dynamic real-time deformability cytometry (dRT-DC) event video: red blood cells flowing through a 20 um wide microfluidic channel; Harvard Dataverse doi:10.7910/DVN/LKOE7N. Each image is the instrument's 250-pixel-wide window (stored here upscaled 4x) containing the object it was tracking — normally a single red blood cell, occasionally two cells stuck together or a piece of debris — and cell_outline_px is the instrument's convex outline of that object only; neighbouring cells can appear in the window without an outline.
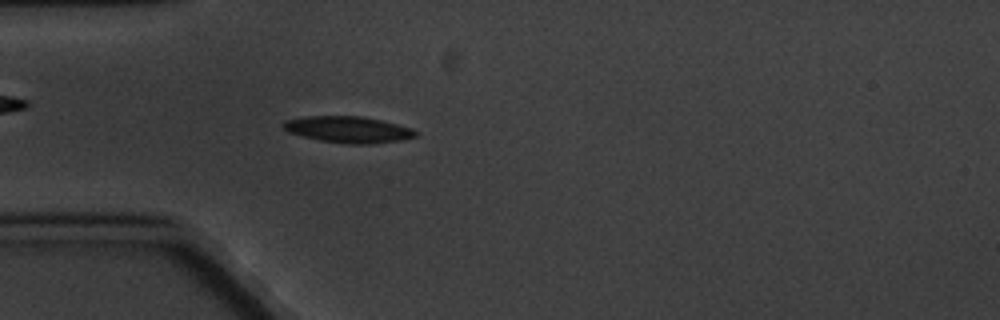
{"species": "common noctule bat (a hibernating species)", "species_latin": "Nyctalus noctula", "temperature_condition": "cold", "stored_images_in_passage": 5, "camera_frame_rate_fps": 3000, "um_per_image_px": 0.085, "animal": {"sex": "male", "body_mass_g": 20.1, "forearm_length_mm": 53.5}, "frame": {"image": 1, "passage_image": 5, "time_ms": 4.667, "image_size_px": [1000, 320], "cell_outline_px": [[416, 136], [400, 140], [368, 144], [348, 144], [320, 140], [288, 132], [284, 128], [284, 120], [308, 116], [360, 116], [380, 120], [412, 128], [416, 132]], "centroid_in_image_um": [29.59, 11.01], "position_along_channel_um": 55.4, "area_um2": 20.0}}